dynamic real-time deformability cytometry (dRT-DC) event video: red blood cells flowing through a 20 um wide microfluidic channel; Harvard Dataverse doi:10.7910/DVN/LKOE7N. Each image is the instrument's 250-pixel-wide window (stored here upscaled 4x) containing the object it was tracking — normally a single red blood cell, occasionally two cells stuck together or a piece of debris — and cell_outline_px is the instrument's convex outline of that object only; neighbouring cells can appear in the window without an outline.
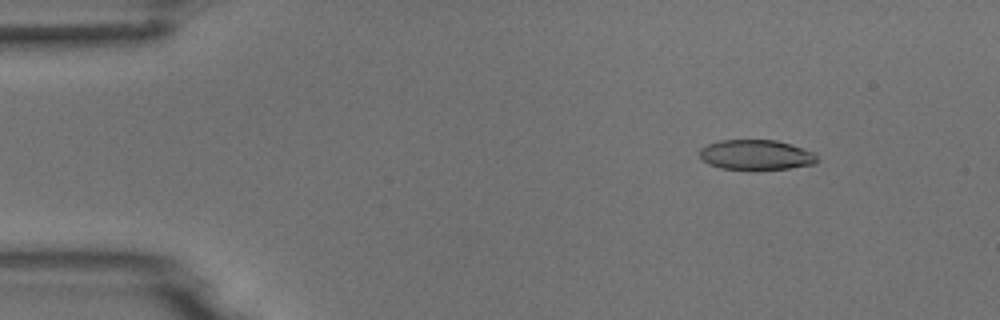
{"species": "common noctule bat (a hibernating species)", "species_latin": "Nyctalus noctula", "temperature_condition": "room temperature", "stored_images_in_passage": 53, "camera_frame_rate_fps": 3000, "um_per_image_px": 0.085, "animal": {"sex": "male", "body_mass_g": 18.8}, "frame": {"image": 1, "passage_image": 7, "time_ms": 2.0, "image_size_px": [1000, 320], "cell_outline_px": [[820, 160], [816, 164], [788, 168], [752, 172], [720, 168], [708, 164], [700, 160], [700, 148], [708, 144], [720, 140], [776, 140], [792, 144], [816, 152]], "centroid_in_image_um": [64.3, 13.2], "position_along_channel_um": 20.7, "area_um2": 21.56}}
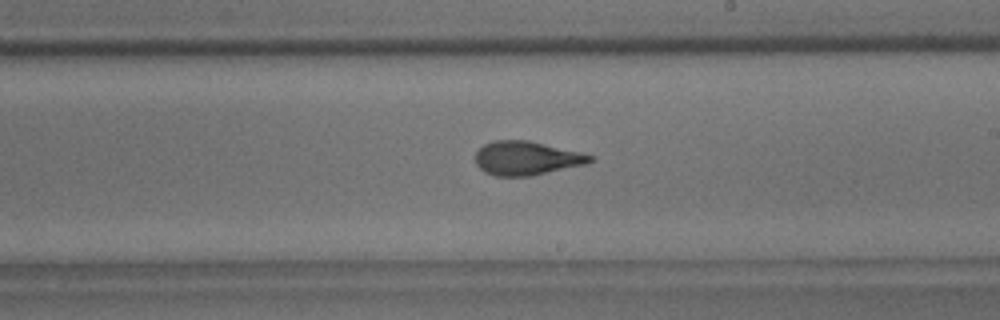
{"frame": {"image": 2, "passage_image": 31, "time_ms": 10.0, "image_size_px": [1000, 320], "cell_outline_px": [[596, 160], [584, 164], [532, 176], [496, 176], [484, 172], [476, 164], [476, 152], [484, 144], [492, 140], [528, 140], [580, 152], [596, 156]], "centroid_in_image_um": [44.76, 13.44], "position_along_channel_um": 244.2, "area_um2": 22.66}}
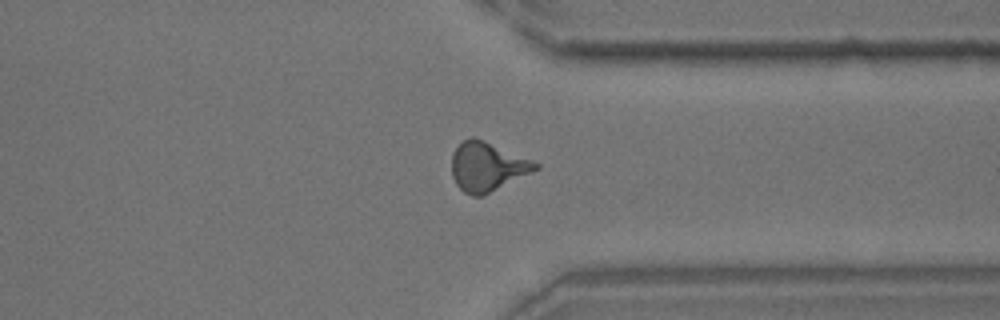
{"frame": {"image": 3, "passage_image": 41, "time_ms": 13.333, "image_size_px": [1000, 320], "cell_outline_px": [[540, 168], [484, 196], [472, 196], [464, 192], [456, 184], [452, 176], [452, 152], [464, 140], [472, 136], [532, 160], [540, 164]], "centroid_in_image_um": [41.41, 14.19], "position_along_channel_um": 370.0, "area_um2": 23.76}}